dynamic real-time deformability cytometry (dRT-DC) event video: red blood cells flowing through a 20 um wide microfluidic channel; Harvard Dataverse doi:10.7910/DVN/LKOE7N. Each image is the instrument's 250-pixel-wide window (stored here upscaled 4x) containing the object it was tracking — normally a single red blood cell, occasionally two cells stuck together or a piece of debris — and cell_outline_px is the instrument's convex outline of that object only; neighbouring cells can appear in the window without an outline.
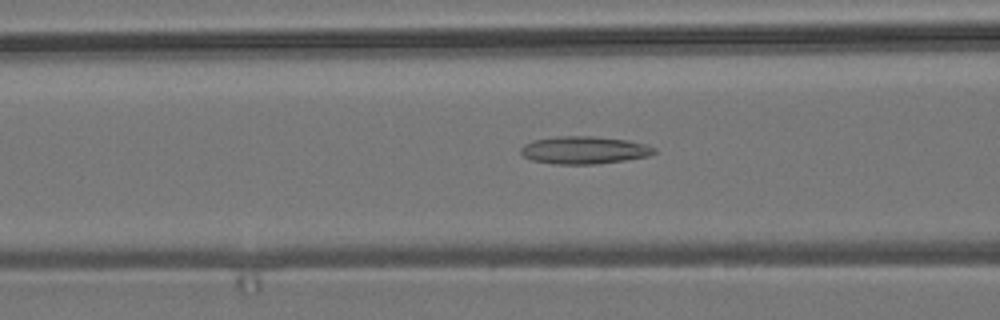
{"species": "common noctule bat (a hibernating species)", "species_latin": "Nyctalus noctula", "temperature_condition": "room temperature", "stored_images_in_passage": 32, "camera_frame_rate_fps": 3000, "um_per_image_px": 0.085, "animal": {"sex": "male", "body_mass_g": 19.2, "forearm_length_mm": 51.8}, "frame": {"image": 1, "passage_image": 20, "time_ms": 6.333, "image_size_px": [1000, 320], "cell_outline_px": [[656, 152], [648, 156], [624, 160], [596, 164], [556, 164], [532, 160], [524, 156], [520, 152], [520, 148], [524, 144], [532, 140], [556, 136], [592, 136], [628, 140], [648, 144], [656, 148]], "centroid_in_image_um": [49.66, 12.75], "position_along_channel_um": 116.9, "area_um2": 21.56}}
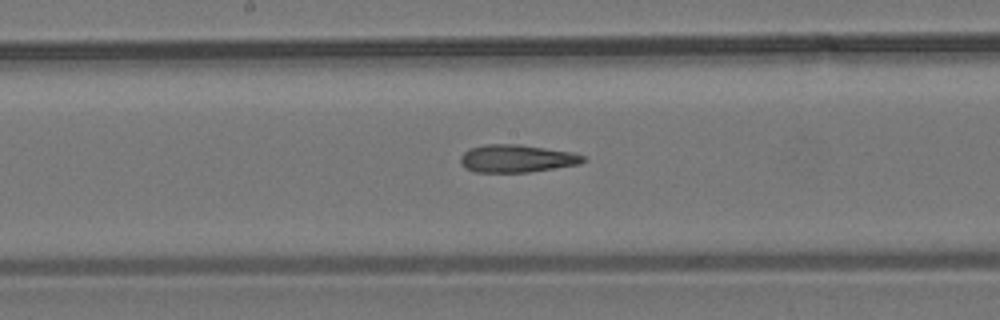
{"frame": {"image": 2, "passage_image": 27, "time_ms": 8.667, "image_size_px": [1000, 320], "cell_outline_px": [[588, 160], [580, 164], [528, 172], [472, 172], [464, 168], [460, 164], [460, 156], [468, 148], [484, 144], [520, 144], [576, 152], [584, 156]], "centroid_in_image_um": [43.92, 13.46], "position_along_channel_um": 204.3, "area_um2": 20.23}}
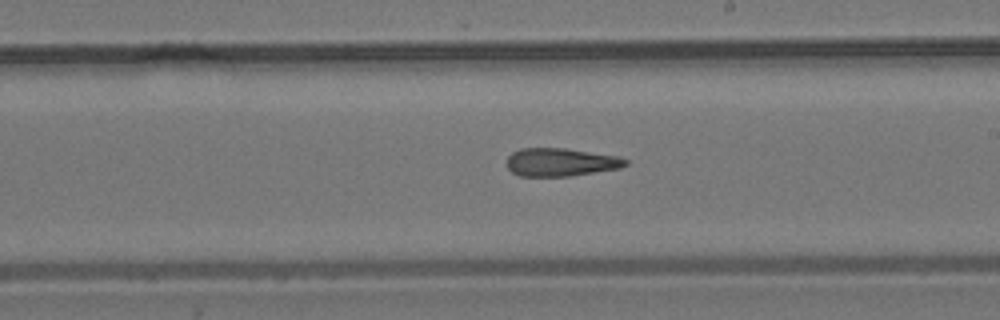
{"frame": {"image": 3, "passage_image": 30, "time_ms": 9.667, "image_size_px": [1000, 320], "cell_outline_px": [[628, 164], [620, 168], [568, 176], [520, 176], [512, 172], [508, 168], [508, 156], [512, 152], [520, 148], [564, 148], [620, 156], [628, 160]], "centroid_in_image_um": [47.67, 13.78], "position_along_channel_um": 241.3, "area_um2": 19.42}}